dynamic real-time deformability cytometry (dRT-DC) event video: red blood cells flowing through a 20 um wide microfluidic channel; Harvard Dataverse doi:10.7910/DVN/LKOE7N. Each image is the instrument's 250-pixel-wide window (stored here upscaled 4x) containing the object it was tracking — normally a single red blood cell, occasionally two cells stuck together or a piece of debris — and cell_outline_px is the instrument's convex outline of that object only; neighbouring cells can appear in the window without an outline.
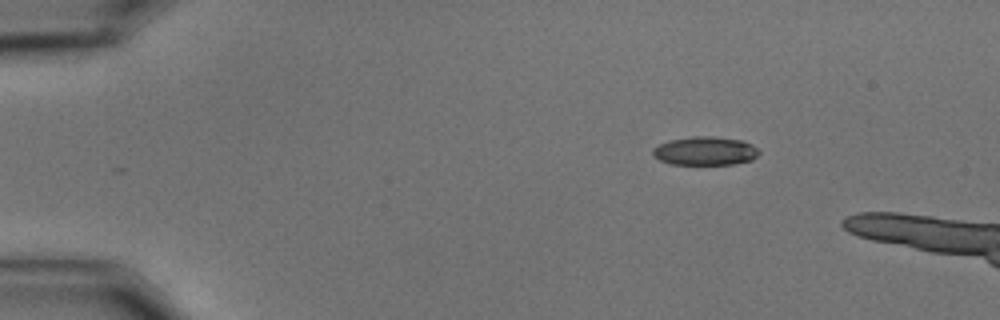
{"species": "common noctule bat (a hibernating species)", "species_latin": "Nyctalus noctula", "temperature_condition": "cold", "stored_images_in_passage": 7, "camera_frame_rate_fps": 3000, "um_per_image_px": 0.085, "animal": {"sex": "male", "body_mass_g": 15.6}, "frame": {"image": 1, "passage_image": 1, "time_ms": 0.0, "image_size_px": [1000, 320], "cell_outline_px": [[760, 152], [752, 160], [732, 164], [672, 164], [660, 160], [652, 156], [652, 148], [668, 140], [692, 136], [712, 136], [744, 140], [752, 144]], "centroid_in_image_um": [59.92, 12.82], "position_along_channel_um": 25.1, "area_um2": 17.8}}